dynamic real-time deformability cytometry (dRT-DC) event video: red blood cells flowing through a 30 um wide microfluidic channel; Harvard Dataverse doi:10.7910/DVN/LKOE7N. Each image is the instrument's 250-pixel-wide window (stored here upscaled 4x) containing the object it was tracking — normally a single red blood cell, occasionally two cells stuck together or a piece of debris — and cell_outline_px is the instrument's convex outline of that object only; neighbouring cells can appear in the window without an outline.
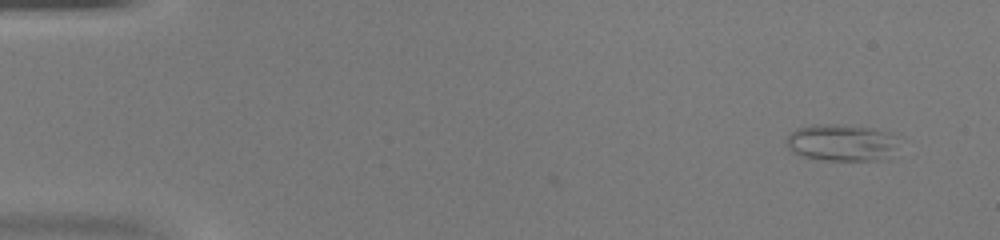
{"species": "common noctule bat (a hibernating species)", "species_latin": "Nyctalus noctula", "temperature_condition": "warm", "stored_images_in_passage": 45, "camera_frame_rate_fps": 3000, "um_per_image_px": 0.085, "animal": {"sex": "female", "body_mass_g": 20.0, "forearm_length_mm": 54.0}, "frame": {"image": 1, "passage_image": 1, "time_ms": 0.0, "image_size_px": [1000, 240], "cell_outline_px": [[896, 136], [888, 160], [824, 160], [800, 156], [792, 152], [788, 148], [784, 140], [796, 128], [812, 124], [836, 124], [876, 128], [888, 132]], "centroid_in_image_um": [71.46, 12.12], "position_along_channel_um": 13.5, "area_um2": 24.22}}
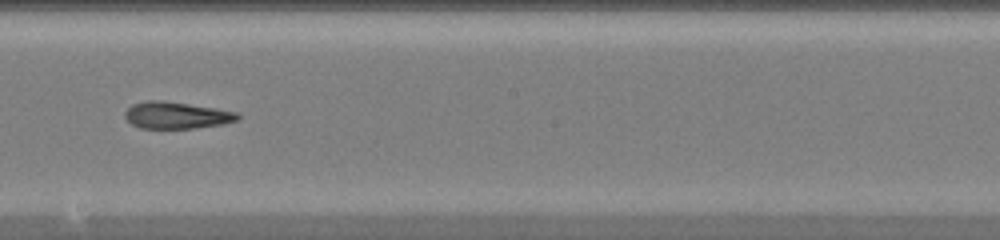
{"frame": {"image": 2, "passage_image": 25, "time_ms": 8.0, "image_size_px": [1000, 240], "cell_outline_px": [[240, 120], [224, 124], [196, 128], [140, 128], [132, 124], [124, 116], [124, 112], [132, 104], [148, 100], [164, 100], [216, 108], [240, 112]], "centroid_in_image_um": [15.05, 9.79], "position_along_channel_um": 233.2, "area_um2": 17.86}}
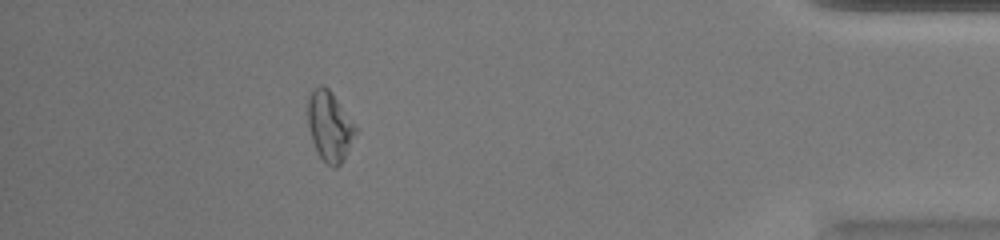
{"frame": {"image": 3, "passage_image": 40, "time_ms": 13.0, "image_size_px": [1000, 240], "cell_outline_px": [[356, 132], [344, 160], [336, 168], [332, 168], [316, 152], [312, 140], [308, 124], [308, 100], [312, 92], [320, 84], [328, 88], [332, 92], [356, 124]], "centroid_in_image_um": [28.03, 10.74], "position_along_channel_um": 407.2, "area_um2": 19.36}}